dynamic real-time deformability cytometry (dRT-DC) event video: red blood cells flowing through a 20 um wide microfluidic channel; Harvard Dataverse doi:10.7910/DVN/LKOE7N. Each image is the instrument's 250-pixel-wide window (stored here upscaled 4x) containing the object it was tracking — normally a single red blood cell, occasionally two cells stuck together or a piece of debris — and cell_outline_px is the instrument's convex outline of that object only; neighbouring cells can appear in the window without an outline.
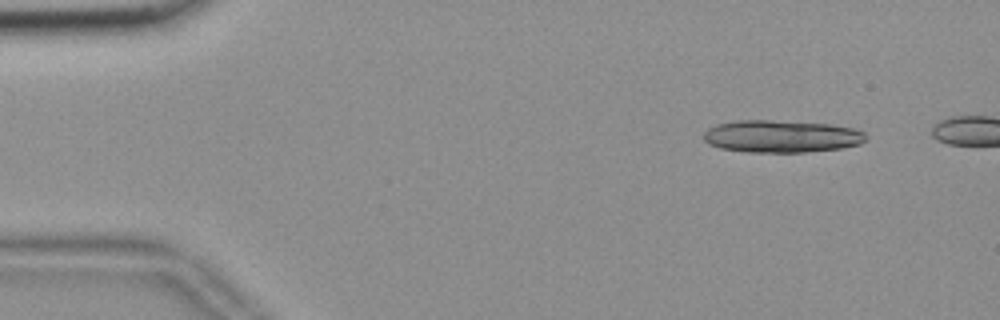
{"species": "common noctule bat (a hibernating species)", "species_latin": "Nyctalus noctula", "temperature_condition": "room temperature", "stored_images_in_passage": 45, "camera_frame_rate_fps": 3000, "um_per_image_px": 0.085, "animal": {"sex": "female", "body_mass_g": 18.4}, "frame": {"image": 1, "passage_image": 1, "time_ms": 0.0, "image_size_px": [1000, 320], "cell_outline_px": [[864, 140], [860, 144], [840, 148], [804, 152], [748, 152], [720, 148], [708, 144], [704, 140], [704, 132], [708, 128], [716, 124], [736, 120], [772, 120], [828, 124], [852, 128], [864, 132]], "centroid_in_image_um": [66.36, 11.58], "position_along_channel_um": 18.6, "area_um2": 30.46}}